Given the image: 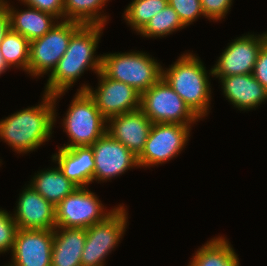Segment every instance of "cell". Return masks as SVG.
Masks as SVG:
<instances>
[{
	"mask_svg": "<svg viewBox=\"0 0 267 266\" xmlns=\"http://www.w3.org/2000/svg\"><path fill=\"white\" fill-rule=\"evenodd\" d=\"M65 92L43 94L41 104L17 111L0 120V139L17 153L38 149L52 136L56 122V102Z\"/></svg>",
	"mask_w": 267,
	"mask_h": 266,
	"instance_id": "6da1fadb",
	"label": "cell"
},
{
	"mask_svg": "<svg viewBox=\"0 0 267 266\" xmlns=\"http://www.w3.org/2000/svg\"><path fill=\"white\" fill-rule=\"evenodd\" d=\"M103 25H82L71 37L68 48L56 68L48 75L44 94L67 92L86 70L98 74L102 69V55H95ZM95 55V56H94Z\"/></svg>",
	"mask_w": 267,
	"mask_h": 266,
	"instance_id": "7a4b0ae2",
	"label": "cell"
},
{
	"mask_svg": "<svg viewBox=\"0 0 267 266\" xmlns=\"http://www.w3.org/2000/svg\"><path fill=\"white\" fill-rule=\"evenodd\" d=\"M196 54L185 53L169 68H162V78L201 120L208 115L211 102L209 76Z\"/></svg>",
	"mask_w": 267,
	"mask_h": 266,
	"instance_id": "3957f363",
	"label": "cell"
},
{
	"mask_svg": "<svg viewBox=\"0 0 267 266\" xmlns=\"http://www.w3.org/2000/svg\"><path fill=\"white\" fill-rule=\"evenodd\" d=\"M101 71L110 79L132 86L140 94L162 78V66L145 52L102 55Z\"/></svg>",
	"mask_w": 267,
	"mask_h": 266,
	"instance_id": "277c9868",
	"label": "cell"
},
{
	"mask_svg": "<svg viewBox=\"0 0 267 266\" xmlns=\"http://www.w3.org/2000/svg\"><path fill=\"white\" fill-rule=\"evenodd\" d=\"M63 119L69 143L62 148L91 146L107 132V119L86 91H77Z\"/></svg>",
	"mask_w": 267,
	"mask_h": 266,
	"instance_id": "5b68a950",
	"label": "cell"
},
{
	"mask_svg": "<svg viewBox=\"0 0 267 266\" xmlns=\"http://www.w3.org/2000/svg\"><path fill=\"white\" fill-rule=\"evenodd\" d=\"M127 214L126 208L120 204L103 221L86 228V242L81 256L82 266L105 265V258L118 246L126 231Z\"/></svg>",
	"mask_w": 267,
	"mask_h": 266,
	"instance_id": "8992f818",
	"label": "cell"
},
{
	"mask_svg": "<svg viewBox=\"0 0 267 266\" xmlns=\"http://www.w3.org/2000/svg\"><path fill=\"white\" fill-rule=\"evenodd\" d=\"M83 24L58 21L42 37L30 41L28 74L34 77L51 74L68 48L72 35Z\"/></svg>",
	"mask_w": 267,
	"mask_h": 266,
	"instance_id": "52a82bcc",
	"label": "cell"
},
{
	"mask_svg": "<svg viewBox=\"0 0 267 266\" xmlns=\"http://www.w3.org/2000/svg\"><path fill=\"white\" fill-rule=\"evenodd\" d=\"M140 110L152 123L192 125L199 119L163 78L141 94Z\"/></svg>",
	"mask_w": 267,
	"mask_h": 266,
	"instance_id": "ba28073f",
	"label": "cell"
},
{
	"mask_svg": "<svg viewBox=\"0 0 267 266\" xmlns=\"http://www.w3.org/2000/svg\"><path fill=\"white\" fill-rule=\"evenodd\" d=\"M191 125L178 123H153L144 150L137 157L139 167L163 164L177 155L187 145Z\"/></svg>",
	"mask_w": 267,
	"mask_h": 266,
	"instance_id": "9c48e42d",
	"label": "cell"
},
{
	"mask_svg": "<svg viewBox=\"0 0 267 266\" xmlns=\"http://www.w3.org/2000/svg\"><path fill=\"white\" fill-rule=\"evenodd\" d=\"M101 200L87 187H77L55 206L56 227L88 228L103 221L113 210L106 211Z\"/></svg>",
	"mask_w": 267,
	"mask_h": 266,
	"instance_id": "30bf717a",
	"label": "cell"
},
{
	"mask_svg": "<svg viewBox=\"0 0 267 266\" xmlns=\"http://www.w3.org/2000/svg\"><path fill=\"white\" fill-rule=\"evenodd\" d=\"M98 79L99 86L96 90L83 84L77 91H86L107 120L112 116L140 109L141 94L132 86L110 79L102 71L98 73Z\"/></svg>",
	"mask_w": 267,
	"mask_h": 266,
	"instance_id": "8fae6325",
	"label": "cell"
},
{
	"mask_svg": "<svg viewBox=\"0 0 267 266\" xmlns=\"http://www.w3.org/2000/svg\"><path fill=\"white\" fill-rule=\"evenodd\" d=\"M267 41V32L259 35L247 34L231 42L209 74L216 78L230 75L252 74L258 53Z\"/></svg>",
	"mask_w": 267,
	"mask_h": 266,
	"instance_id": "7c38bea8",
	"label": "cell"
},
{
	"mask_svg": "<svg viewBox=\"0 0 267 266\" xmlns=\"http://www.w3.org/2000/svg\"><path fill=\"white\" fill-rule=\"evenodd\" d=\"M94 152V181L105 182L124 174L126 170L138 167L137 156L108 132L92 145Z\"/></svg>",
	"mask_w": 267,
	"mask_h": 266,
	"instance_id": "4fadbf2b",
	"label": "cell"
},
{
	"mask_svg": "<svg viewBox=\"0 0 267 266\" xmlns=\"http://www.w3.org/2000/svg\"><path fill=\"white\" fill-rule=\"evenodd\" d=\"M54 230L18 229L8 266H51Z\"/></svg>",
	"mask_w": 267,
	"mask_h": 266,
	"instance_id": "5bb4252c",
	"label": "cell"
},
{
	"mask_svg": "<svg viewBox=\"0 0 267 266\" xmlns=\"http://www.w3.org/2000/svg\"><path fill=\"white\" fill-rule=\"evenodd\" d=\"M13 219L18 229L54 230L55 206L30 185L20 193Z\"/></svg>",
	"mask_w": 267,
	"mask_h": 266,
	"instance_id": "9a60e30c",
	"label": "cell"
},
{
	"mask_svg": "<svg viewBox=\"0 0 267 266\" xmlns=\"http://www.w3.org/2000/svg\"><path fill=\"white\" fill-rule=\"evenodd\" d=\"M153 123L140 110L112 116L107 120V132L137 157L144 150Z\"/></svg>",
	"mask_w": 267,
	"mask_h": 266,
	"instance_id": "2e32d148",
	"label": "cell"
},
{
	"mask_svg": "<svg viewBox=\"0 0 267 266\" xmlns=\"http://www.w3.org/2000/svg\"><path fill=\"white\" fill-rule=\"evenodd\" d=\"M52 155L53 162L77 187H87L94 181V152L91 146H76L62 148Z\"/></svg>",
	"mask_w": 267,
	"mask_h": 266,
	"instance_id": "e0dca14e",
	"label": "cell"
},
{
	"mask_svg": "<svg viewBox=\"0 0 267 266\" xmlns=\"http://www.w3.org/2000/svg\"><path fill=\"white\" fill-rule=\"evenodd\" d=\"M219 80L223 95L238 110H252L267 101V90L253 74L230 75Z\"/></svg>",
	"mask_w": 267,
	"mask_h": 266,
	"instance_id": "ac0fdd59",
	"label": "cell"
},
{
	"mask_svg": "<svg viewBox=\"0 0 267 266\" xmlns=\"http://www.w3.org/2000/svg\"><path fill=\"white\" fill-rule=\"evenodd\" d=\"M85 242V228L56 227L54 229L51 266H81Z\"/></svg>",
	"mask_w": 267,
	"mask_h": 266,
	"instance_id": "d6986e66",
	"label": "cell"
},
{
	"mask_svg": "<svg viewBox=\"0 0 267 266\" xmlns=\"http://www.w3.org/2000/svg\"><path fill=\"white\" fill-rule=\"evenodd\" d=\"M10 19V29L29 41L42 37L58 22L57 18L31 6L25 11H16L7 0H3ZM55 20V21H54Z\"/></svg>",
	"mask_w": 267,
	"mask_h": 266,
	"instance_id": "ffe728a7",
	"label": "cell"
},
{
	"mask_svg": "<svg viewBox=\"0 0 267 266\" xmlns=\"http://www.w3.org/2000/svg\"><path fill=\"white\" fill-rule=\"evenodd\" d=\"M29 183L34 190L54 206L77 188L74 183L63 175L58 166L35 173Z\"/></svg>",
	"mask_w": 267,
	"mask_h": 266,
	"instance_id": "44dd1931",
	"label": "cell"
},
{
	"mask_svg": "<svg viewBox=\"0 0 267 266\" xmlns=\"http://www.w3.org/2000/svg\"><path fill=\"white\" fill-rule=\"evenodd\" d=\"M187 266H239V258L229 241L221 235L198 248Z\"/></svg>",
	"mask_w": 267,
	"mask_h": 266,
	"instance_id": "7402d4cb",
	"label": "cell"
},
{
	"mask_svg": "<svg viewBox=\"0 0 267 266\" xmlns=\"http://www.w3.org/2000/svg\"><path fill=\"white\" fill-rule=\"evenodd\" d=\"M108 1L64 0V20L79 22L83 25L105 26L109 18L101 14V10Z\"/></svg>",
	"mask_w": 267,
	"mask_h": 266,
	"instance_id": "603a6c76",
	"label": "cell"
},
{
	"mask_svg": "<svg viewBox=\"0 0 267 266\" xmlns=\"http://www.w3.org/2000/svg\"><path fill=\"white\" fill-rule=\"evenodd\" d=\"M30 41L9 29L0 44V53L9 67L21 68L28 73Z\"/></svg>",
	"mask_w": 267,
	"mask_h": 266,
	"instance_id": "cb8c5ba5",
	"label": "cell"
},
{
	"mask_svg": "<svg viewBox=\"0 0 267 266\" xmlns=\"http://www.w3.org/2000/svg\"><path fill=\"white\" fill-rule=\"evenodd\" d=\"M168 5V0H132L124 11V19L139 33L150 19Z\"/></svg>",
	"mask_w": 267,
	"mask_h": 266,
	"instance_id": "d4e9b609",
	"label": "cell"
},
{
	"mask_svg": "<svg viewBox=\"0 0 267 266\" xmlns=\"http://www.w3.org/2000/svg\"><path fill=\"white\" fill-rule=\"evenodd\" d=\"M183 28L186 27L179 19L177 12L168 4L155 14L138 34L156 39V37H165Z\"/></svg>",
	"mask_w": 267,
	"mask_h": 266,
	"instance_id": "484cf974",
	"label": "cell"
},
{
	"mask_svg": "<svg viewBox=\"0 0 267 266\" xmlns=\"http://www.w3.org/2000/svg\"><path fill=\"white\" fill-rule=\"evenodd\" d=\"M168 4L177 12L186 27L204 15L200 0H168Z\"/></svg>",
	"mask_w": 267,
	"mask_h": 266,
	"instance_id": "4316f807",
	"label": "cell"
},
{
	"mask_svg": "<svg viewBox=\"0 0 267 266\" xmlns=\"http://www.w3.org/2000/svg\"><path fill=\"white\" fill-rule=\"evenodd\" d=\"M17 230L12 214L0 209V254L12 251Z\"/></svg>",
	"mask_w": 267,
	"mask_h": 266,
	"instance_id": "83f0119b",
	"label": "cell"
},
{
	"mask_svg": "<svg viewBox=\"0 0 267 266\" xmlns=\"http://www.w3.org/2000/svg\"><path fill=\"white\" fill-rule=\"evenodd\" d=\"M205 18L209 20H221L225 18L231 9L233 0H200Z\"/></svg>",
	"mask_w": 267,
	"mask_h": 266,
	"instance_id": "f1b7e54d",
	"label": "cell"
},
{
	"mask_svg": "<svg viewBox=\"0 0 267 266\" xmlns=\"http://www.w3.org/2000/svg\"><path fill=\"white\" fill-rule=\"evenodd\" d=\"M26 6H31L64 20V0H19Z\"/></svg>",
	"mask_w": 267,
	"mask_h": 266,
	"instance_id": "f546056e",
	"label": "cell"
},
{
	"mask_svg": "<svg viewBox=\"0 0 267 266\" xmlns=\"http://www.w3.org/2000/svg\"><path fill=\"white\" fill-rule=\"evenodd\" d=\"M252 74L267 90V41L258 53Z\"/></svg>",
	"mask_w": 267,
	"mask_h": 266,
	"instance_id": "4dcf8cb0",
	"label": "cell"
},
{
	"mask_svg": "<svg viewBox=\"0 0 267 266\" xmlns=\"http://www.w3.org/2000/svg\"><path fill=\"white\" fill-rule=\"evenodd\" d=\"M10 29V19L3 0H0V44Z\"/></svg>",
	"mask_w": 267,
	"mask_h": 266,
	"instance_id": "1f68e13d",
	"label": "cell"
},
{
	"mask_svg": "<svg viewBox=\"0 0 267 266\" xmlns=\"http://www.w3.org/2000/svg\"><path fill=\"white\" fill-rule=\"evenodd\" d=\"M9 68H11V67H9V65L6 63L4 57L0 53V75L3 74L4 72H6L7 69H9Z\"/></svg>",
	"mask_w": 267,
	"mask_h": 266,
	"instance_id": "d6a6232c",
	"label": "cell"
}]
</instances>
